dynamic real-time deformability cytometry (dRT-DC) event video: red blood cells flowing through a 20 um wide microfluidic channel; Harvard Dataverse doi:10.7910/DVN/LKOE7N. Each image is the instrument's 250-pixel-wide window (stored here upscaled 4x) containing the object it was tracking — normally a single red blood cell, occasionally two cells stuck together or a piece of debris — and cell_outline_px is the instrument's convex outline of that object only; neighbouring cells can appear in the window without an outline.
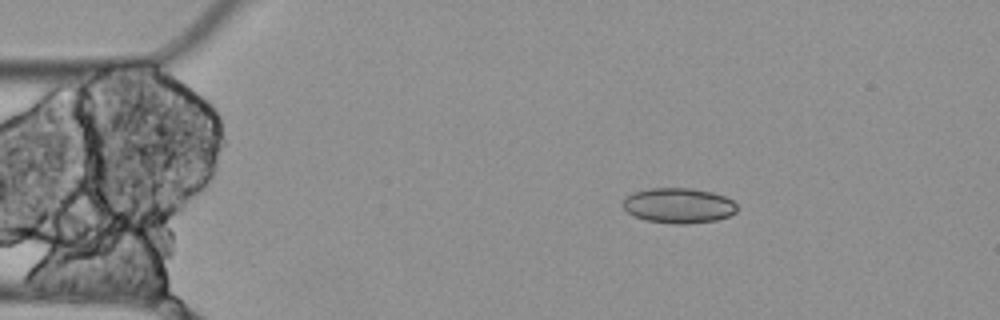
{"species": "Egyptian fruit bat (a non-hibernating species)", "species_latin": "Rousettus aegyptiacus", "temperature_condition": "cold", "stored_images_in_passage": 4, "camera_frame_rate_fps": 3000, "um_per_image_px": 0.085, "animal": {"sex": "female"}, "frame": {"image": 1, "passage_image": 2, "time_ms": 0.333, "image_size_px": [1000, 320], "cell_outline_px": [[736, 212], [728, 216], [716, 220], [688, 224], [676, 224], [648, 220], [636, 216], [628, 212], [620, 204], [624, 196], [632, 192], [652, 188], [692, 188], [712, 192], [724, 196], [732, 200], [736, 204]], "centroid_in_image_um": [57.65, 17.46], "position_along_channel_um": 27.3, "area_um2": 23.47}}
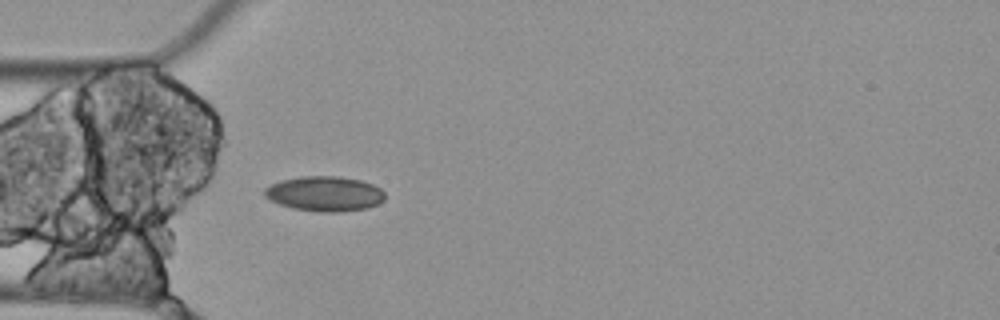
{"frame": {"image": 2, "passage_image": 4, "time_ms": 1.0, "image_size_px": [1000, 320], "cell_outline_px": [[384, 200], [368, 208], [336, 212], [320, 212], [292, 208], [280, 204], [264, 196], [264, 188], [280, 180], [300, 176], [336, 176], [360, 180], [372, 184], [380, 188], [384, 192]], "centroid_in_image_um": [27.58, 16.46], "position_along_channel_um": 57.4, "area_um2": 24.45}}